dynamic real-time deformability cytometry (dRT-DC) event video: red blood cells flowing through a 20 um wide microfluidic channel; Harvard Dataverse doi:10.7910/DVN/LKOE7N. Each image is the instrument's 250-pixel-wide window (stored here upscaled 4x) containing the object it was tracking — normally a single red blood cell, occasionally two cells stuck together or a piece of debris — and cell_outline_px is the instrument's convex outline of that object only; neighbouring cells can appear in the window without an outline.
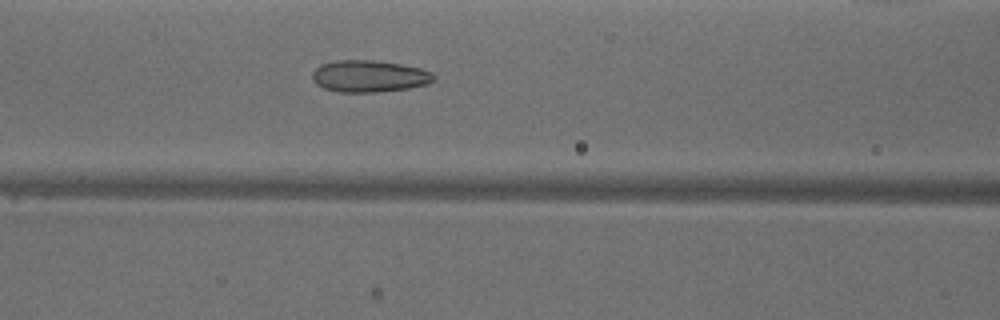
{"species": "common noctule bat (a hibernating species)", "species_latin": "Nyctalus noctula", "temperature_condition": "warm", "stored_images_in_passage": 42, "camera_frame_rate_fps": 3000, "um_per_image_px": 0.085, "animal": {"sex": "male", "body_mass_g": 18.8}, "frame": {"image": 1, "passage_image": 20, "time_ms": 6.333, "image_size_px": [1000, 320], "cell_outline_px": [[436, 80], [424, 84], [408, 88], [376, 92], [340, 92], [324, 88], [316, 84], [312, 80], [312, 72], [320, 64], [336, 60], [372, 60], [400, 64], [420, 68], [432, 72], [436, 76]], "centroid_in_image_um": [31.36, 6.47], "position_along_channel_um": 135.2, "area_um2": 22.54}}
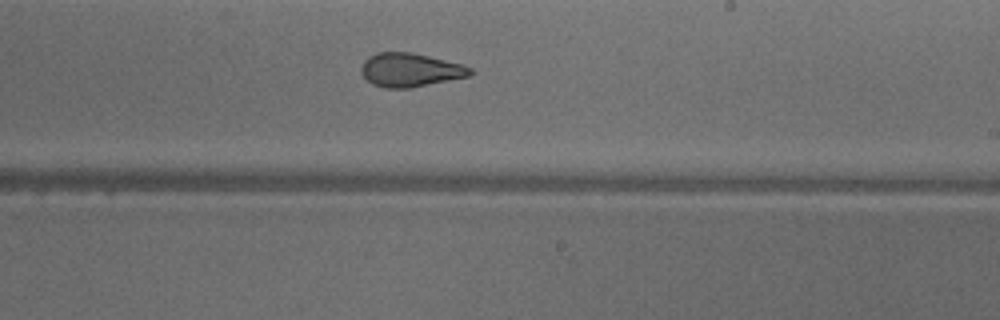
{"frame": {"image": 2, "passage_image": 29, "time_ms": 9.333, "image_size_px": [1000, 320], "cell_outline_px": [[476, 72], [468, 76], [408, 88], [384, 88], [372, 84], [364, 76], [360, 68], [364, 60], [368, 56], [376, 52], [408, 52], [428, 56], [460, 64], [472, 68]], "centroid_in_image_um": [34.84, 5.94], "position_along_channel_um": 254.2, "area_um2": 21.15}}
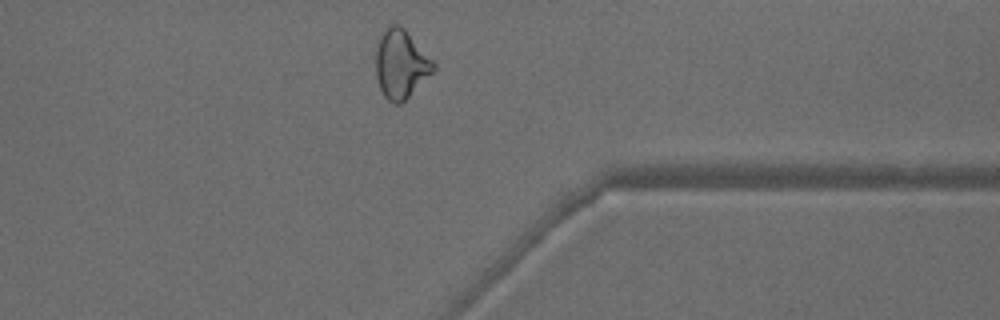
{"frame": {"image": 3, "passage_image": 39, "time_ms": 12.667, "image_size_px": [1000, 320], "cell_outline_px": [[436, 68], [400, 104], [392, 104], [384, 96], [380, 88], [376, 76], [376, 48], [380, 36], [388, 24], [400, 24], [404, 28], [436, 64]], "centroid_in_image_um": [34.05, 5.43], "position_along_channel_um": 377.4, "area_um2": 22.77}, "authors_computed_cell_mechanics": {"area_um2": 22.8599, "velocity_mm_per_s": 3.9682, "shape_relaxation_time_tau1_ms": null, "shape_relaxation_time_tau2_ms": 1.7609, "deformation_change_tau1": null, "deformation_change_tau2": 0.093}}